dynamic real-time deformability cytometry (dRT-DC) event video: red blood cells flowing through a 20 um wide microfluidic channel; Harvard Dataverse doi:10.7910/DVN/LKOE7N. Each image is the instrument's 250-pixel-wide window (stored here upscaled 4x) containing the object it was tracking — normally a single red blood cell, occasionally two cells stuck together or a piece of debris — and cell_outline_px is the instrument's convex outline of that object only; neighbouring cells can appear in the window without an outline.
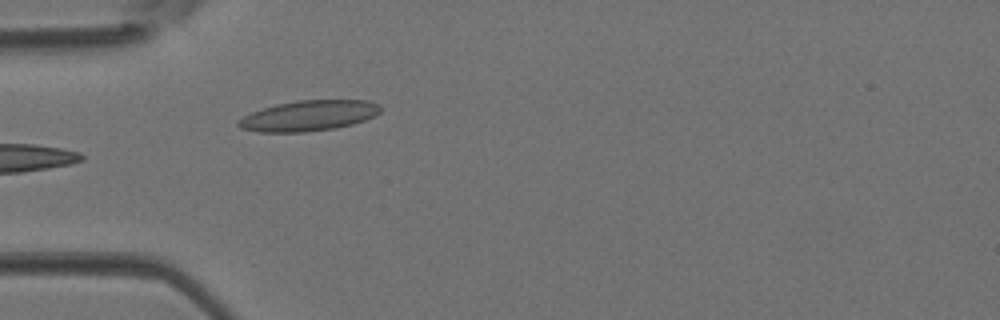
{"species": "Egyptian fruit bat (a non-hibernating species)", "species_latin": "Rousettus aegyptiacus", "temperature_condition": "room temperature", "stored_images_in_passage": 9, "camera_frame_rate_fps": 3000, "um_per_image_px": 0.085, "animal": {"sex": "female"}, "frame": {"image": 1, "passage_image": 1, "time_ms": 0.0, "image_size_px": [1000, 320], "cell_outline_px": [[380, 112], [364, 120], [352, 124], [336, 128], [304, 132], [256, 132], [240, 128], [236, 124], [236, 120], [252, 112], [276, 104], [300, 100], [368, 100], [380, 104]], "centroid_in_image_um": [26.21, 9.84], "position_along_channel_um": 58.8, "area_um2": 25.26}}
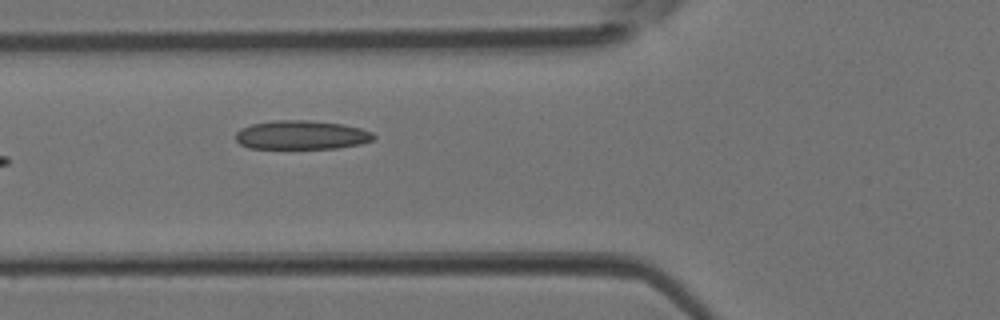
{"frame": {"image": 2, "passage_image": 4, "time_ms": 1.0, "image_size_px": [1000, 320], "cell_outline_px": [[376, 136], [372, 140], [360, 144], [336, 148], [248, 148], [240, 144], [236, 140], [236, 132], [240, 128], [252, 124], [272, 120], [308, 120], [344, 124], [360, 128], [372, 132]], "centroid_in_image_um": [25.61, 11.47], "position_along_channel_um": 100.2, "area_um2": 23.29}}